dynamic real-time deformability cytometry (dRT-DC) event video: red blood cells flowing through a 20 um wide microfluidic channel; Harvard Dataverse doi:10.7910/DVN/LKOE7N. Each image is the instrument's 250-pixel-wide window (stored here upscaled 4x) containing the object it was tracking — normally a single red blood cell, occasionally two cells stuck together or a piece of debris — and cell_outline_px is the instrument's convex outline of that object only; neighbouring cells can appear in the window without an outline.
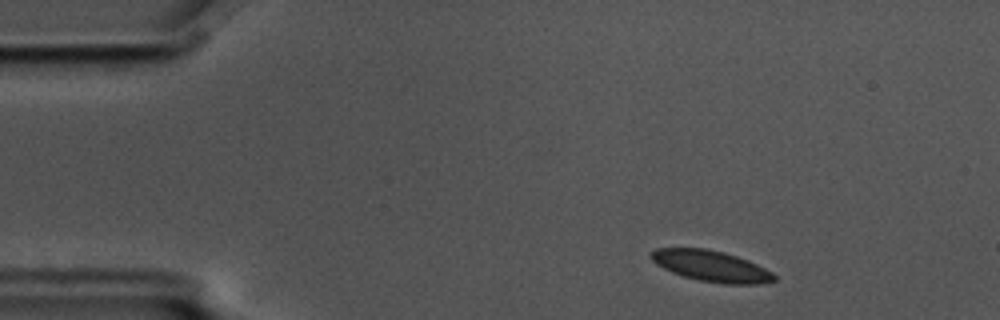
{"species": "common noctule bat (a hibernating species)", "species_latin": "Nyctalus noctula", "temperature_condition": "cold", "stored_images_in_passage": 3, "camera_frame_rate_fps": 3000, "um_per_image_px": 0.085, "animal": {"sex": "male", "body_mass_g": 17.5, "forearm_length_mm": 52.3}, "frame": {"image": 1, "passage_image": 1, "time_ms": 0.0, "image_size_px": [1000, 320], "cell_outline_px": [[776, 280], [760, 284], [724, 284], [700, 280], [684, 276], [672, 272], [656, 264], [652, 260], [652, 252], [656, 248], [704, 248], [724, 252], [748, 260], [772, 272], [776, 276]], "centroid_in_image_um": [60.48, 22.62], "position_along_channel_um": 24.5, "area_um2": 22.02}}